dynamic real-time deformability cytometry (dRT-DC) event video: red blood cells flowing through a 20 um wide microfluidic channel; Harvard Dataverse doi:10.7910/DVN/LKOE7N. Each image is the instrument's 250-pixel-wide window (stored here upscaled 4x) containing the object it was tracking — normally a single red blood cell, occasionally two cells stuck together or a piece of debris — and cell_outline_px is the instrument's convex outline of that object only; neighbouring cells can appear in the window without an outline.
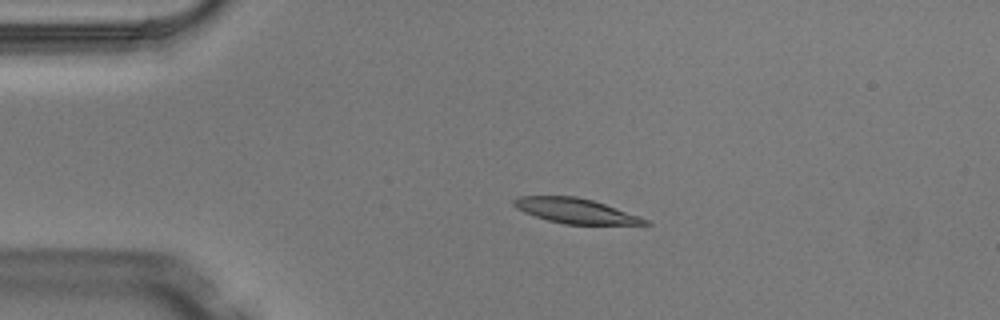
{"species": "Egyptian fruit bat (a non-hibernating species)", "species_latin": "Rousettus aegyptiacus", "temperature_condition": "warm", "stored_images_in_passage": 4, "camera_frame_rate_fps": 3000, "um_per_image_px": 0.085, "animal": {"sex": "male"}, "frame": {"image": 1, "passage_image": 3, "time_ms": 0.667, "image_size_px": [1000, 320], "cell_outline_px": [[652, 224], [564, 224], [548, 220], [524, 212], [516, 208], [512, 204], [512, 200], [520, 196], [576, 196], [592, 200], [640, 216], [648, 220]], "centroid_in_image_um": [48.89, 17.91], "position_along_channel_um": 36.1, "area_um2": 18.84}}